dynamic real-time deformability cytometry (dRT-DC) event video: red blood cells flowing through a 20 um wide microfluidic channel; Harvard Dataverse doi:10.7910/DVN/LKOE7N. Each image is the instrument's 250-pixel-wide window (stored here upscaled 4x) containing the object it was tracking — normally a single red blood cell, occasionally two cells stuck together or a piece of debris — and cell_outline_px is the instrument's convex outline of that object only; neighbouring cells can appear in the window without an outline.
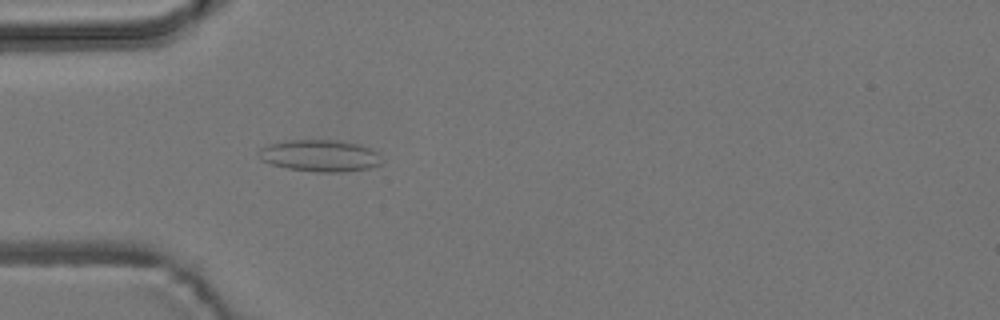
{"species": "common noctule bat (a hibernating species)", "species_latin": "Nyctalus noctula", "temperature_condition": "room temperature", "stored_images_in_passage": 4, "camera_frame_rate_fps": 3000, "um_per_image_px": 0.085, "animal": {"sex": "male", "body_mass_g": 19.2, "forearm_length_mm": 51.8}, "frame": {"image": 1, "passage_image": 4, "time_ms": 3.667, "image_size_px": [1000, 320], "cell_outline_px": [[380, 164], [368, 168], [344, 172], [316, 172], [288, 168], [272, 164], [260, 160], [256, 156], [256, 152], [260, 148], [268, 144], [288, 140], [340, 140], [360, 144], [376, 152]], "centroid_in_image_um": [27.11, 13.22], "position_along_channel_um": 57.9, "area_um2": 22.77}}